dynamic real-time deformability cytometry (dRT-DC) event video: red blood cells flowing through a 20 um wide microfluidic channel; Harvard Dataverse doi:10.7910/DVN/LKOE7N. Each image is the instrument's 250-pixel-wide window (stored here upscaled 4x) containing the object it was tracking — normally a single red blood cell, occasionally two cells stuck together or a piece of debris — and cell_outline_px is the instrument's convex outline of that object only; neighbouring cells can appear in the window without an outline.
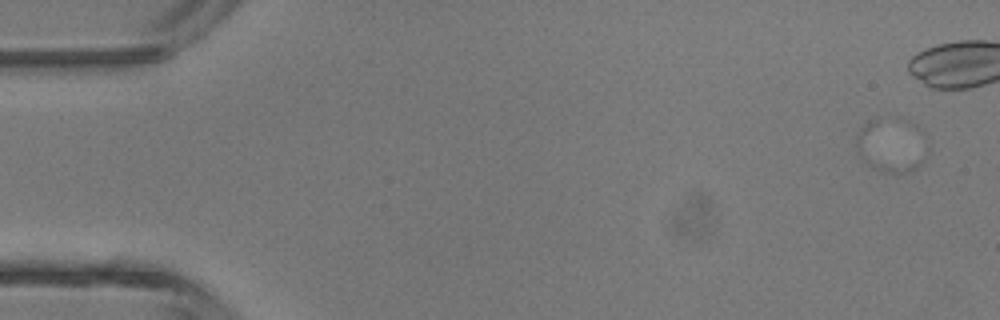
{"species": "common noctule bat (a hibernating species)", "species_latin": "Nyctalus noctula", "temperature_condition": "room temperature", "stored_images_in_passage": 22, "camera_frame_rate_fps": 3000, "um_per_image_px": 0.085, "animal": {"sex": "male", "body_mass_g": 13.3}, "frame": {"image": 1, "passage_image": 3, "time_ms": 0.667, "image_size_px": [1000, 320], "cell_outline_px": [[928, 152], [924, 160], [916, 168], [908, 172], [880, 172], [872, 168], [864, 160], [856, 144], [856, 136], [864, 124], [868, 120], [876, 116], [884, 120], [928, 148]], "centroid_in_image_um": [75.56, 12.54], "position_along_channel_um": 9.4, "area_um2": 19.42}}
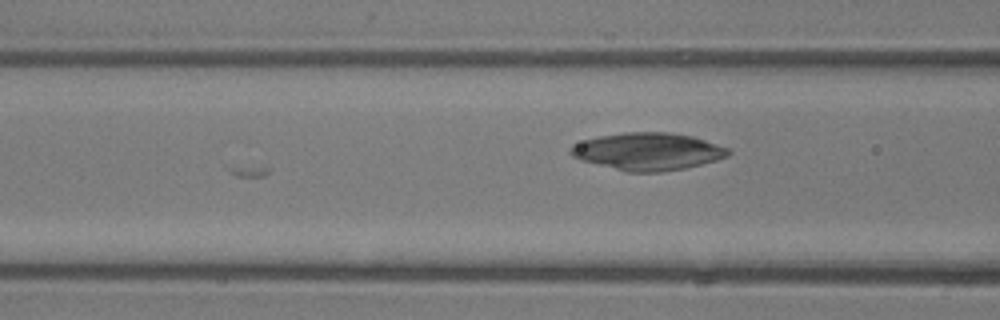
{"frame": {"image": 2, "passage_image": 22, "time_ms": 7.0, "image_size_px": [1000, 320], "cell_outline_px": [[732, 152], [728, 156], [716, 160], [684, 168], [660, 172], [628, 172], [580, 160], [572, 156], [568, 152], [568, 148], [572, 144], [584, 140], [600, 136], [624, 132], [672, 132], [692, 136], [728, 148]], "centroid_in_image_um": [55.03, 12.87], "position_along_channel_um": 111.6, "area_um2": 34.33}}